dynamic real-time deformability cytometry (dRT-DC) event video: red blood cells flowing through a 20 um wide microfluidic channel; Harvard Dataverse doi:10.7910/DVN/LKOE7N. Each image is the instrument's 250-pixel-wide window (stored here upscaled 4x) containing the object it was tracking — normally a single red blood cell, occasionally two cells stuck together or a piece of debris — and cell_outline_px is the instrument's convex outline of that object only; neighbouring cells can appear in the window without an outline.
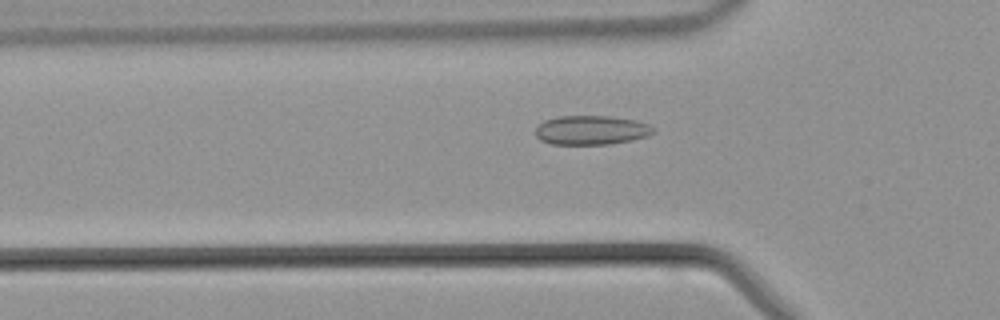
{"species": "common noctule bat (a hibernating species)", "species_latin": "Nyctalus noctula", "temperature_condition": "warm", "stored_images_in_passage": 33, "camera_frame_rate_fps": 3000, "um_per_image_px": 0.085, "animal": {"sex": "male", "body_mass_g": 21.5, "forearm_length_mm": 52.0}, "frame": {"image": 1, "passage_image": 3, "time_ms": 0.667, "image_size_px": [1000, 320], "cell_outline_px": [[656, 132], [648, 136], [632, 140], [608, 144], [552, 144], [540, 140], [536, 136], [536, 128], [544, 120], [556, 116], [608, 116], [636, 120], [648, 124], [656, 128]], "centroid_in_image_um": [50.29, 11.06], "position_along_channel_um": 75.5, "area_um2": 20.17}}
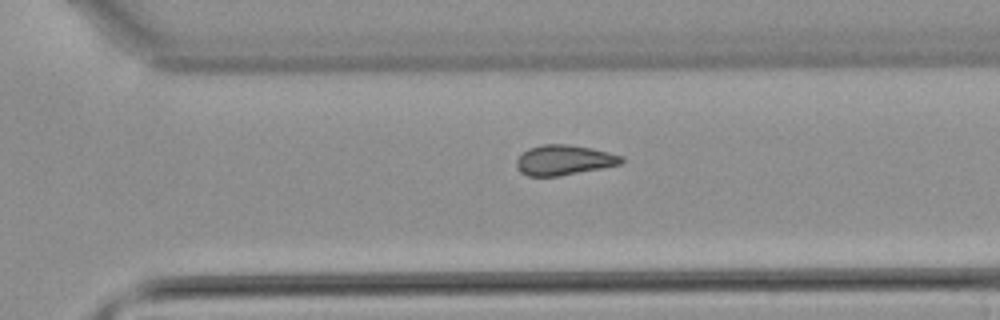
{"frame": {"image": 2, "passage_image": 19, "time_ms": 6.0, "image_size_px": [1000, 320], "cell_outline_px": [[624, 160], [620, 164], [560, 176], [528, 176], [520, 172], [516, 164], [516, 160], [528, 148], [540, 144], [568, 144], [592, 148], [624, 156]], "centroid_in_image_um": [47.93, 13.6], "position_along_channel_um": 322.7, "area_um2": 18.38}}
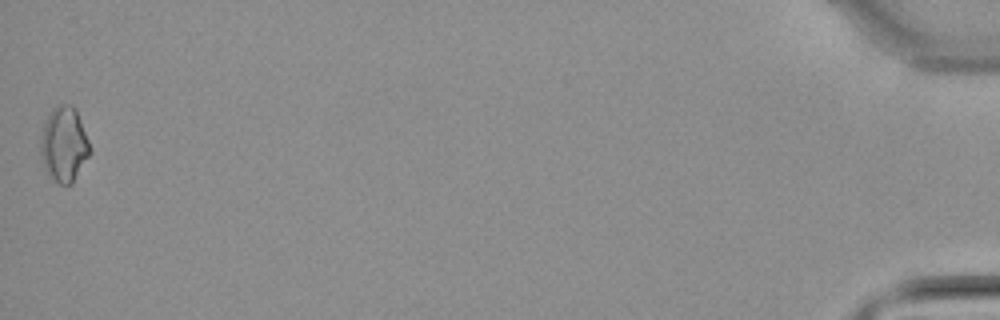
{"frame": {"image": 3, "passage_image": 33, "time_ms": 10.667, "image_size_px": [1000, 320], "cell_outline_px": [[92, 152], [72, 184], [60, 184], [48, 176], [40, 160], [40, 136], [44, 120], [52, 108], [56, 104], [72, 104], [76, 108], [92, 148]], "centroid_in_image_um": [5.43, 12.25], "position_along_channel_um": 429.8, "area_um2": 22.31}}